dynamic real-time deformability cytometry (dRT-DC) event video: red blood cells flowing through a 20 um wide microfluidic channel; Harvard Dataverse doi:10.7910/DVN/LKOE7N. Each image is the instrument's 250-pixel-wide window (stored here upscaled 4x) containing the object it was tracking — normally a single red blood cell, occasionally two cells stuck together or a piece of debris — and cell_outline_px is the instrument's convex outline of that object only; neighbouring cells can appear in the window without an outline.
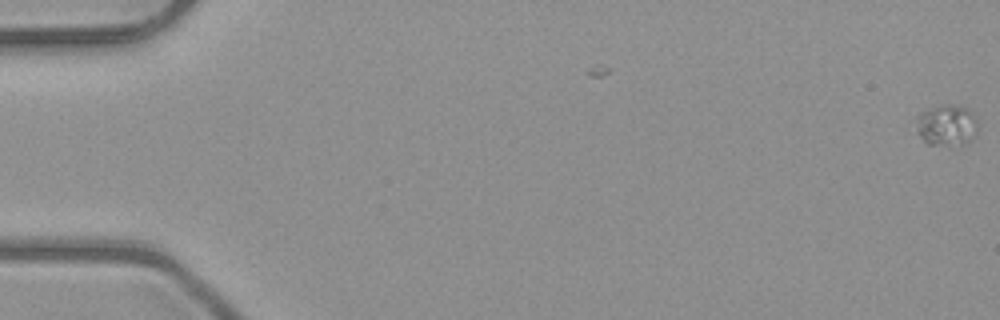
{"species": "common noctule bat (a hibernating species)", "species_latin": "Nyctalus noctula", "temperature_condition": "room temperature", "stored_images_in_passage": 7, "camera_frame_rate_fps": 3000, "um_per_image_px": 0.085, "animal": {"sex": "male", "body_mass_g": 23.1, "forearm_length_mm": 52.7}, "frame": {"image": 1, "passage_image": 1, "time_ms": 0.0, "image_size_px": [1000, 320], "cell_outline_px": [[976, 136], [968, 144], [960, 148], [928, 144], [916, 132], [916, 116], [932, 108], [944, 104], [960, 104], [968, 108], [972, 112], [976, 120]], "centroid_in_image_um": [80.51, 10.69], "position_along_channel_um": 4.5, "area_um2": 15.43}}